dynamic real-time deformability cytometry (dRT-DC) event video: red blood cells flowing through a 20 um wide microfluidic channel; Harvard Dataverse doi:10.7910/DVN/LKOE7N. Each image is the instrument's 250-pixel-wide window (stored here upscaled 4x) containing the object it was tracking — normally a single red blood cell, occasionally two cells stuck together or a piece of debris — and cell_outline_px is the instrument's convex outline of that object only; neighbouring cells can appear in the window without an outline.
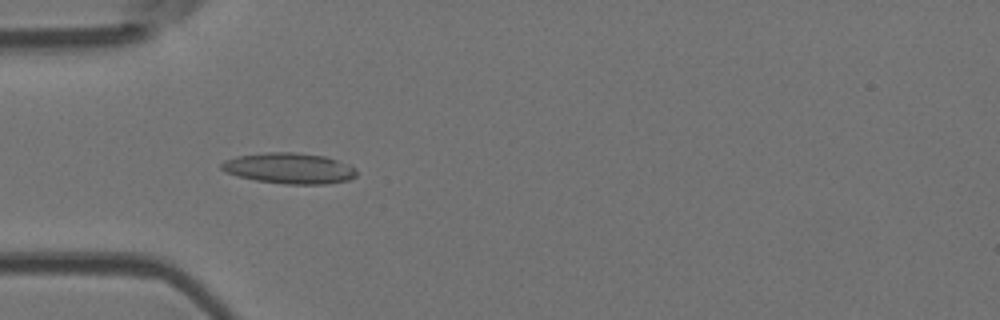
{"species": "Egyptian fruit bat (a non-hibernating species)", "species_latin": "Rousettus aegyptiacus", "temperature_condition": "room temperature", "stored_images_in_passage": 44, "camera_frame_rate_fps": 3000, "um_per_image_px": 0.085, "animal": {"sex": "female"}, "frame": {"image": 1, "passage_image": 8, "time_ms": 2.333, "image_size_px": [1000, 320], "cell_outline_px": [[356, 176], [348, 180], [324, 184], [284, 184], [256, 180], [236, 176], [224, 172], [220, 168], [220, 164], [224, 160], [236, 156], [268, 152], [296, 152], [324, 156], [352, 164], [356, 168]], "centroid_in_image_um": [24.58, 14.3], "position_along_channel_um": 60.4, "area_um2": 24.51}}
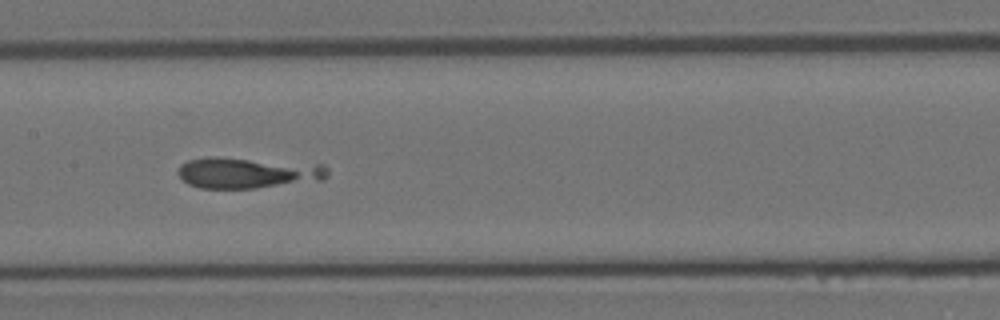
{"frame": {"image": 2, "passage_image": 18, "time_ms": 5.667, "image_size_px": [1000, 320], "cell_outline_px": [[328, 176], [324, 180], [256, 188], [200, 188], [188, 184], [176, 172], [180, 164], [188, 160], [208, 156], [216, 156], [324, 164], [328, 168]], "centroid_in_image_um": [21.07, 14.67], "position_along_channel_um": 186.3, "area_um2": 27.46}}
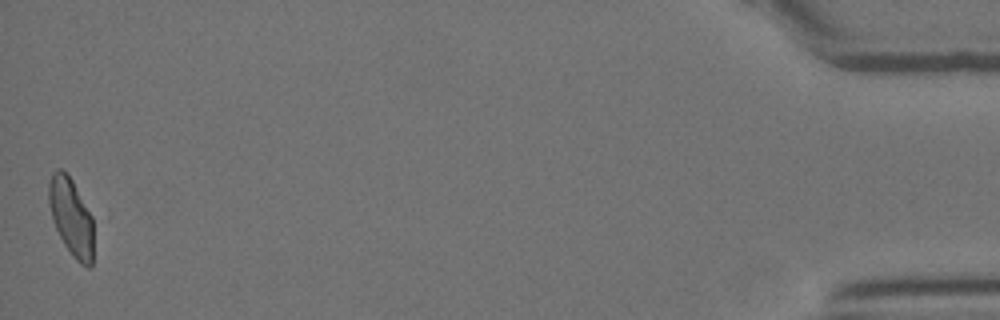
{"frame": {"image": 3, "passage_image": 44, "time_ms": 14.333, "image_size_px": [1000, 320], "cell_outline_px": [[92, 268], [88, 268], [80, 264], [72, 256], [64, 244], [52, 220], [48, 204], [48, 184], [52, 172], [56, 168], [60, 168], [72, 180], [92, 216]], "centroid_in_image_um": [6.03, 18.45], "position_along_channel_um": 429.2, "area_um2": 20.23}}